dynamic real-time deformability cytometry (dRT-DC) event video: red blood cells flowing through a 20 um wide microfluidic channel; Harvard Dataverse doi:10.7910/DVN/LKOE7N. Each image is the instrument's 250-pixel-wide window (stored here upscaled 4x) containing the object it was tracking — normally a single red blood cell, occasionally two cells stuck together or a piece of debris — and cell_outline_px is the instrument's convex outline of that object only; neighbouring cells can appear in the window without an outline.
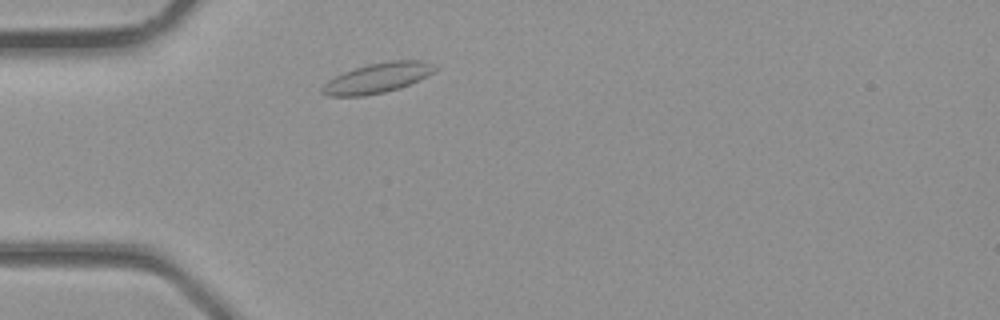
{"species": "common noctule bat (a hibernating species)", "species_latin": "Nyctalus noctula", "temperature_condition": "room temperature", "stored_images_in_passage": 2, "camera_frame_rate_fps": 3000, "um_per_image_px": 0.085, "animal": {"sex": "male", "body_mass_g": 23.1, "forearm_length_mm": 52.7}, "frame": {"image": 1, "passage_image": 2, "time_ms": 0.333, "image_size_px": [1000, 320], "cell_outline_px": [[440, 68], [428, 76], [400, 88], [384, 92], [364, 96], [328, 96], [320, 92], [320, 88], [328, 80], [344, 72], [368, 64], [392, 60], [424, 60]], "centroid_in_image_um": [32.11, 6.63], "position_along_channel_um": 52.9, "area_um2": 19.77}}